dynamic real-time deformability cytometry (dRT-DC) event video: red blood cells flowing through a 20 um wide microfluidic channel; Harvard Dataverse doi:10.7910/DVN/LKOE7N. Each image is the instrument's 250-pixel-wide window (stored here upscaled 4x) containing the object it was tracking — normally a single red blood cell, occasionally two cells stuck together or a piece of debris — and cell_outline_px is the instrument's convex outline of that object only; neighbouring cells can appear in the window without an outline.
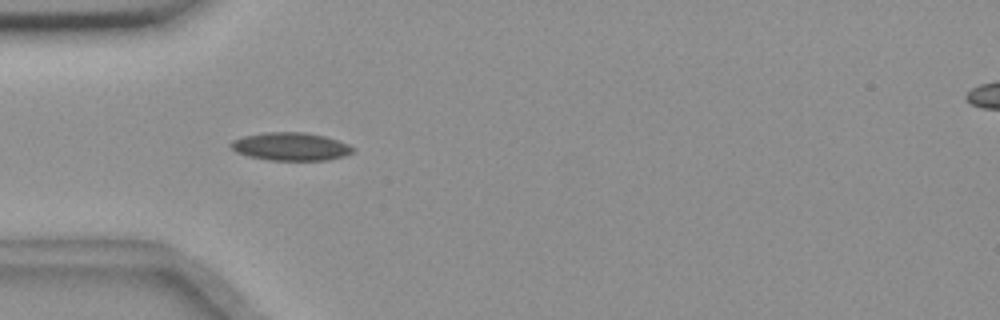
{"species": "common noctule bat (a hibernating species)", "species_latin": "Nyctalus noctula", "temperature_condition": "room temperature", "stored_images_in_passage": 5, "camera_frame_rate_fps": 3000, "um_per_image_px": 0.085, "animal": {"sex": "female", "body_mass_g": 18.4}, "frame": {"image": 1, "passage_image": 4, "time_ms": 3.667, "image_size_px": [1000, 320], "cell_outline_px": [[356, 152], [344, 156], [328, 160], [268, 160], [248, 156], [236, 152], [228, 144], [232, 140], [244, 136], [264, 132], [304, 132], [324, 136], [348, 144], [356, 148]], "centroid_in_image_um": [24.72, 12.46], "position_along_channel_um": 60.3, "area_um2": 20.06}}